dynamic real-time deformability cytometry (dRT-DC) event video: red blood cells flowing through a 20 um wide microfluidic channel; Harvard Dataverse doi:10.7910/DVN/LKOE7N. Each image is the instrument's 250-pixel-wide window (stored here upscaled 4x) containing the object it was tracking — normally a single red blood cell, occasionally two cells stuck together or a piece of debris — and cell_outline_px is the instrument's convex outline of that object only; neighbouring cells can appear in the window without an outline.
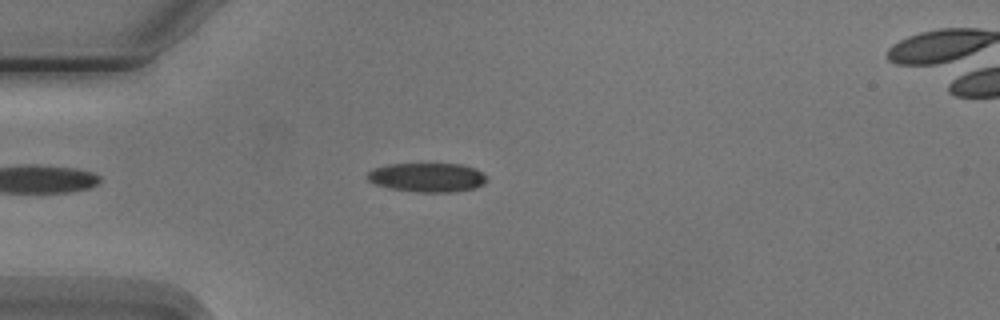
{"species": "Egyptian fruit bat (a non-hibernating species)", "species_latin": "Rousettus aegyptiacus", "temperature_condition": "cold", "stored_images_in_passage": 4, "camera_frame_rate_fps": 3000, "um_per_image_px": 0.085, "animal": {"sex": "male"}, "frame": {"image": 1, "passage_image": 3, "time_ms": 3.333, "image_size_px": [1000, 320], "cell_outline_px": [[488, 180], [484, 184], [476, 188], [452, 192], [420, 192], [392, 188], [376, 184], [368, 180], [368, 172], [372, 168], [384, 164], [460, 164], [476, 168], [484, 172], [488, 176]], "centroid_in_image_um": [36.38, 15.07], "position_along_channel_um": 48.6, "area_um2": 20.4}}